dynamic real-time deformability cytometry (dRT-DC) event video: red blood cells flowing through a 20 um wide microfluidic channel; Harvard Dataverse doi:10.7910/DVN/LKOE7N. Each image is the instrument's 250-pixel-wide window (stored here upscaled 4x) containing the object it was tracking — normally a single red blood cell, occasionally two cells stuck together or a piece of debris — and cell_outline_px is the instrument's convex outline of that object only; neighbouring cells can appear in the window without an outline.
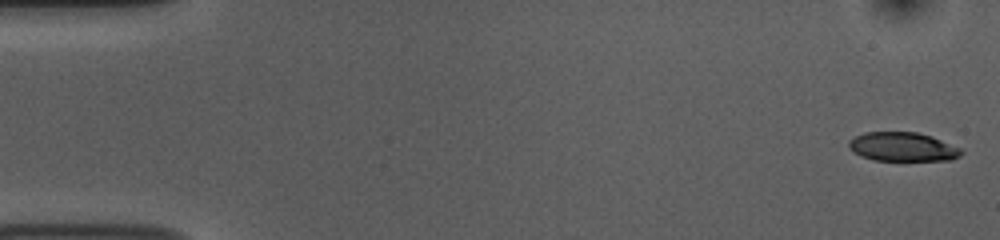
{"species": "common noctule bat (a hibernating species)", "species_latin": "Nyctalus noctula", "temperature_condition": "room temperature", "stored_images_in_passage": 53, "camera_frame_rate_fps": 3000, "um_per_image_px": 0.085, "animal": {"sex": "female", "body_mass_g": 10.0, "forearm_length_mm": 53.1}, "frame": {"image": 1, "passage_image": 1, "time_ms": 0.0, "image_size_px": [1000, 240], "cell_outline_px": [[964, 152], [960, 156], [952, 160], [872, 160], [860, 156], [852, 152], [848, 148], [848, 140], [864, 132], [916, 132], [932, 136], [960, 148]], "centroid_in_image_um": [76.7, 12.48], "position_along_channel_um": 8.3, "area_um2": 19.13}}
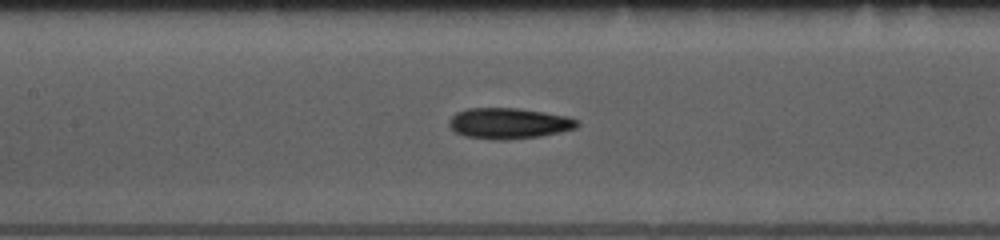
{"frame": {"image": 2, "passage_image": 24, "time_ms": 7.667, "image_size_px": [1000, 240], "cell_outline_px": [[580, 124], [576, 128], [540, 136], [504, 140], [500, 140], [464, 136], [456, 132], [448, 124], [448, 120], [456, 112], [468, 108], [516, 108], [544, 112], [564, 116], [580, 120]], "centroid_in_image_um": [43.24, 10.48], "position_along_channel_um": 164.2, "area_um2": 22.89}}
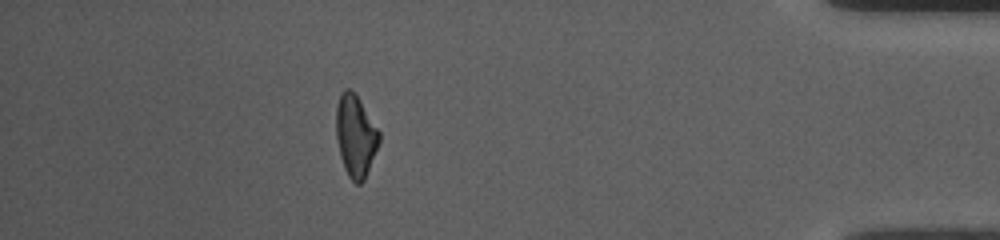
{"frame": {"image": 3, "passage_image": 47, "time_ms": 15.333, "image_size_px": [1000, 240], "cell_outline_px": [[380, 140], [364, 180], [360, 184], [356, 184], [348, 176], [344, 168], [340, 156], [336, 136], [336, 108], [340, 92], [344, 88], [348, 88], [360, 100], [380, 132]], "centroid_in_image_um": [30.2, 11.55], "position_along_channel_um": 405.0, "area_um2": 20.4}, "authors_computed_cell_mechanics": {"area_um2": 21.1548, "velocity_mm_per_s": 3.7524, "shape_relaxation_time_tau1_ms": 6.4242, "shape_relaxation_time_tau2_ms": 3.7035, "deformation_change_tau1": 0.1736, "deformation_change_tau2": 0.111}}